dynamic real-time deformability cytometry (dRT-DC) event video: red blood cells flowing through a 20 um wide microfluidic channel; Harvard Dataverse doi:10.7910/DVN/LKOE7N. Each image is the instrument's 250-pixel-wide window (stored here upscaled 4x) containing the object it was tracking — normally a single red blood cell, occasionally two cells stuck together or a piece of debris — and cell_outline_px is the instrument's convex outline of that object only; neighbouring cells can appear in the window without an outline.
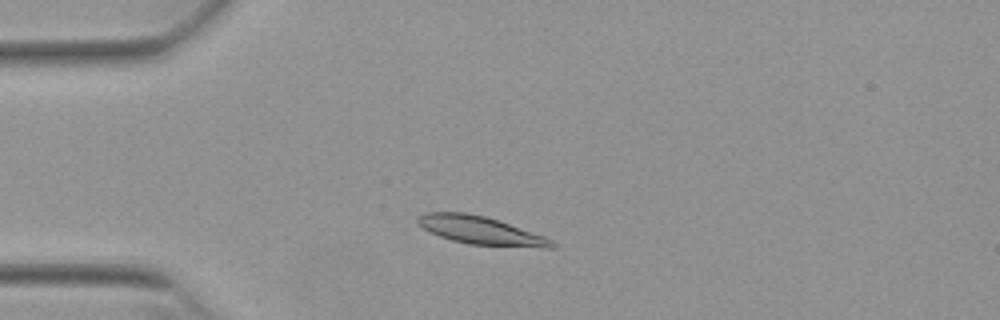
{"species": "Egyptian fruit bat (a non-hibernating species)", "species_latin": "Rousettus aegyptiacus", "temperature_condition": "warm", "stored_images_in_passage": 44, "camera_frame_rate_fps": 3000, "um_per_image_px": 0.085, "animal": {"sex": "female"}, "frame": {"image": 1, "passage_image": 4, "time_ms": 1.0, "image_size_px": [1000, 320], "cell_outline_px": [[556, 248], [540, 248], [468, 244], [452, 240], [440, 236], [416, 224], [416, 216], [424, 212], [464, 212], [484, 216], [544, 236], [552, 240], [556, 244]], "centroid_in_image_um": [40.83, 19.59], "position_along_channel_um": 44.2, "area_um2": 21.85}}
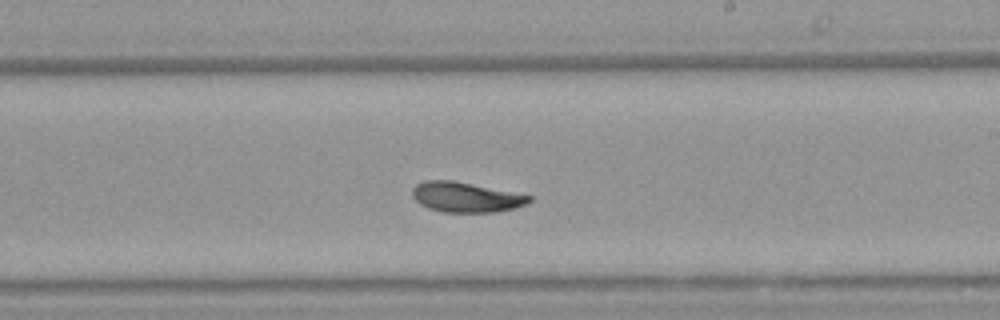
{"frame": {"image": 2, "passage_image": 22, "time_ms": 7.0, "image_size_px": [1000, 320], "cell_outline_px": [[532, 200], [516, 208], [496, 212], [444, 212], [428, 208], [420, 204], [412, 196], [412, 188], [416, 184], [424, 180], [452, 180], [532, 196]], "centroid_in_image_um": [39.56, 16.76], "position_along_channel_um": 249.4, "area_um2": 20.35}}
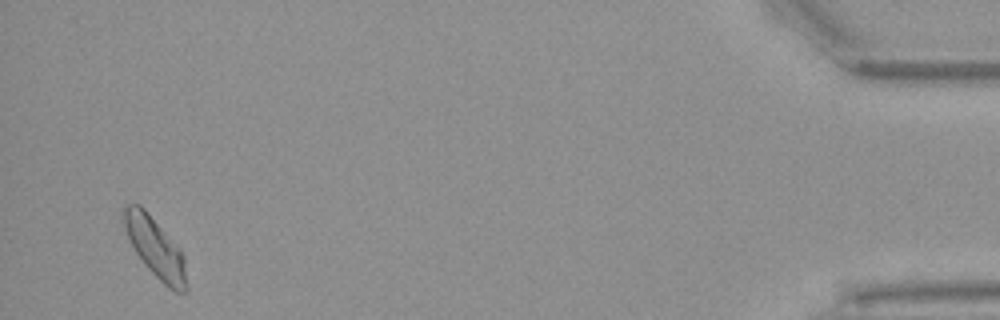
{"frame": {"image": 3, "passage_image": 42, "time_ms": 13.667, "image_size_px": [1000, 320], "cell_outline_px": [[188, 288], [184, 292], [176, 292], [168, 288], [144, 264], [136, 252], [120, 220], [120, 212], [124, 204], [140, 204], [144, 208], [180, 248], [184, 256], [188, 284]], "centroid_in_image_um": [13.18, 21.01], "position_along_channel_um": 422.0, "area_um2": 22.14}, "authors_computed_cell_mechanics": {"area_um2": 20.9814, "velocity_mm_per_s": 3.8061, "shape_relaxation_time_tau1_ms": 2.675, "shape_relaxation_time_tau2_ms": 2.902, "deformation_change_tau1": 0.1348, "deformation_change_tau2": 0.0625}}